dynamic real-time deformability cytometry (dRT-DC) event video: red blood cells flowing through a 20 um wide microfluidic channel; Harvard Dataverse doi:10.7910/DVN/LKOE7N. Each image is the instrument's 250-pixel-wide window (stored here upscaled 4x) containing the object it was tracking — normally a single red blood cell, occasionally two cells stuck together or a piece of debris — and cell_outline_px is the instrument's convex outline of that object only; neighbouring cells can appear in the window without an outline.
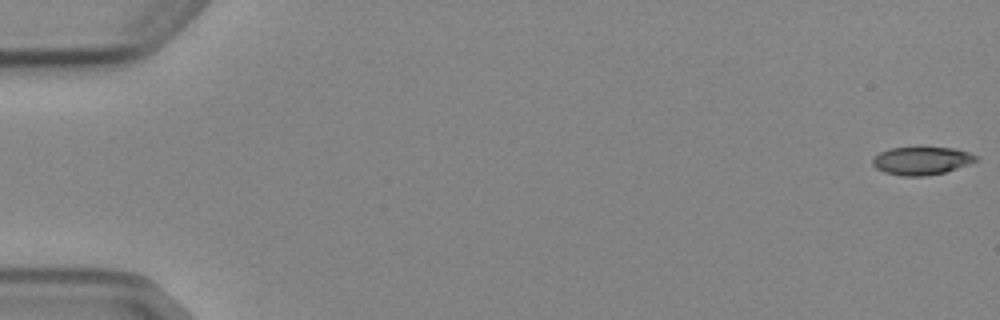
{"species": "Egyptian fruit bat (a non-hibernating species)", "species_latin": "Rousettus aegyptiacus", "temperature_condition": "cold", "stored_images_in_passage": 5, "camera_frame_rate_fps": 3000, "um_per_image_px": 0.085, "animal": {"sex": "female"}, "frame": {"image": 1, "passage_image": 1, "time_ms": 0.0, "image_size_px": [1000, 320], "cell_outline_px": [[980, 160], [944, 172], [928, 176], [900, 176], [884, 172], [876, 168], [872, 164], [872, 156], [888, 148], [956, 148], [968, 152], [976, 156]], "centroid_in_image_um": [78.3, 13.67], "position_along_channel_um": 6.7, "area_um2": 16.88}}
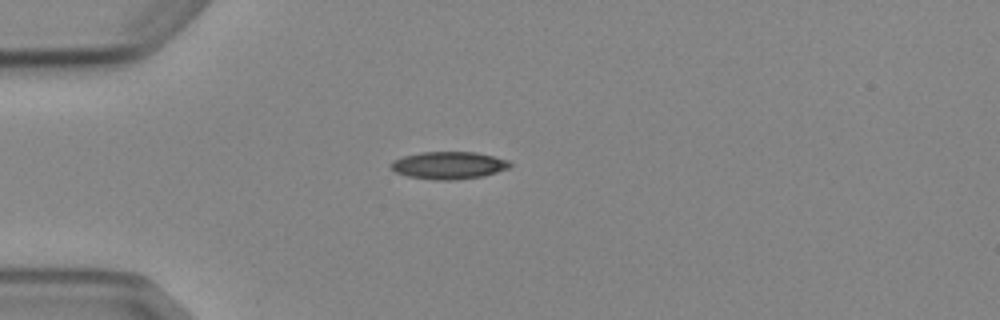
{"frame": {"image": 2, "passage_image": 5, "time_ms": 4.667, "image_size_px": [1000, 320], "cell_outline_px": [[512, 164], [508, 168], [484, 176], [456, 180], [432, 180], [408, 176], [396, 172], [388, 168], [388, 164], [392, 160], [404, 156], [420, 152], [476, 152], [508, 160]], "centroid_in_image_um": [38.09, 14.06], "position_along_channel_um": 46.9, "area_um2": 19.19}}